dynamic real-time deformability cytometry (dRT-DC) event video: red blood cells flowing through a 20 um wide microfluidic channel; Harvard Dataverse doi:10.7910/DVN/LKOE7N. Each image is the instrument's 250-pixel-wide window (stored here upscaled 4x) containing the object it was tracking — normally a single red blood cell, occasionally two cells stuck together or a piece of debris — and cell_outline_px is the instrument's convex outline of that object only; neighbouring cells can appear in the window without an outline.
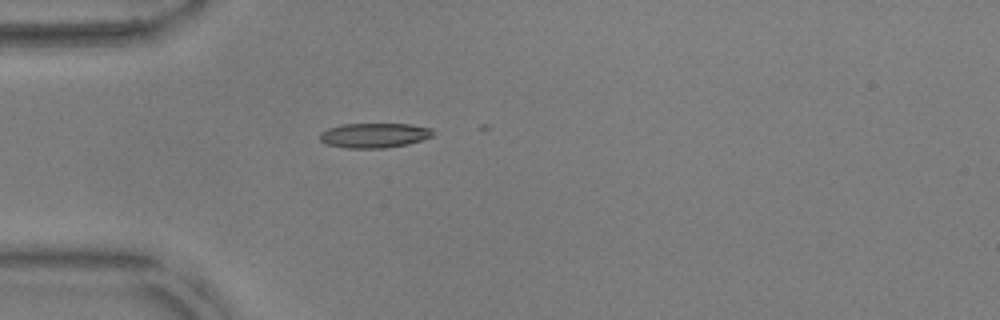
{"species": "common noctule bat (a hibernating species)", "species_latin": "Nyctalus noctula", "temperature_condition": "warm", "stored_images_in_passage": 4, "camera_frame_rate_fps": 3000, "um_per_image_px": 0.085, "animal": {"sex": "male", "body_mass_g": 17.9, "forearm_length_mm": 54.2}, "frame": {"image": 1, "passage_image": 1, "time_ms": 0.0, "image_size_px": [1000, 320], "cell_outline_px": [[436, 136], [408, 144], [384, 148], [344, 148], [324, 144], [320, 140], [320, 132], [328, 128], [344, 124], [412, 124], [432, 128], [436, 132]], "centroid_in_image_um": [31.86, 11.51], "position_along_channel_um": 53.1, "area_um2": 16.65}}